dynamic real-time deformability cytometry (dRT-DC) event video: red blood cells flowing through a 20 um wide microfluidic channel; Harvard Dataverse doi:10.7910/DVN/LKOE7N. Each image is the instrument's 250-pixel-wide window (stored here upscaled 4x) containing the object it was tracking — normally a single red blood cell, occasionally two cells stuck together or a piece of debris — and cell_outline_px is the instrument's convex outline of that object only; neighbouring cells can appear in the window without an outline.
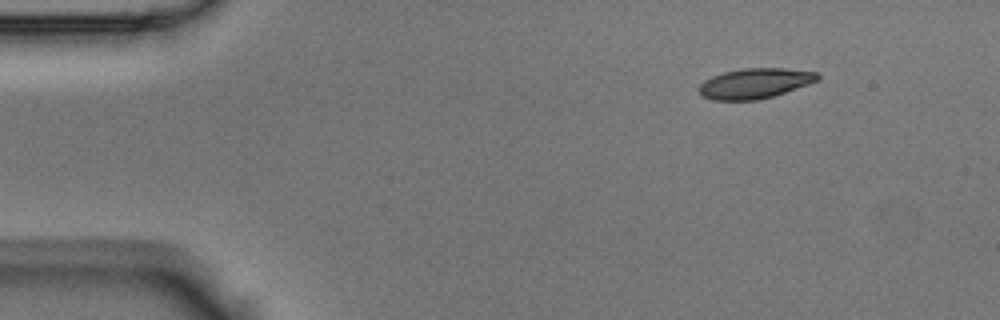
{"species": "Egyptian fruit bat (a non-hibernating species)", "species_latin": "Rousettus aegyptiacus", "temperature_condition": "room temperature", "stored_images_in_passage": 5, "camera_frame_rate_fps": 3000, "um_per_image_px": 0.085, "animal": {"sex": "male"}, "frame": {"image": 1, "passage_image": 5, "time_ms": 1.333, "image_size_px": [1000, 320], "cell_outline_px": [[820, 80], [772, 96], [756, 100], [712, 100], [704, 96], [696, 88], [704, 80], [712, 76], [724, 72], [744, 68], [784, 68], [816, 72], [820, 76]], "centroid_in_image_um": [64.15, 7.08], "position_along_channel_um": 20.9, "area_um2": 20.75}}